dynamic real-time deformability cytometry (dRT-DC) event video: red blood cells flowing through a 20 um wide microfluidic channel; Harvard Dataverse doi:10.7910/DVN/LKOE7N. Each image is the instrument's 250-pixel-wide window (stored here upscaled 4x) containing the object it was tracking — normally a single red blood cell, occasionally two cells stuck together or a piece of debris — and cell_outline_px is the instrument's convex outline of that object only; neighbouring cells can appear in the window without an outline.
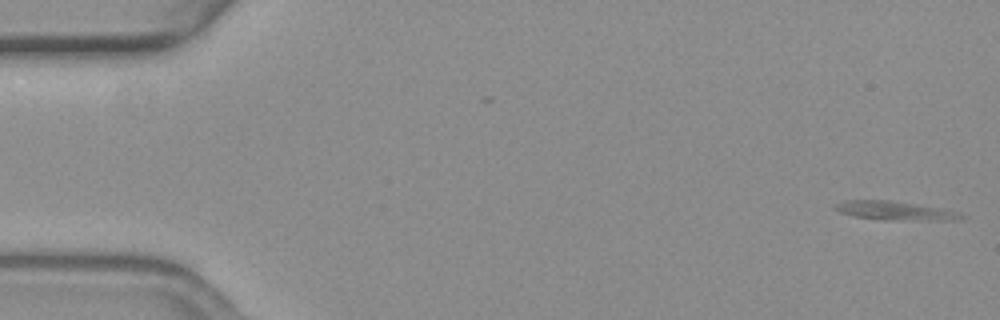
{"species": "common noctule bat (a hibernating species)", "species_latin": "Nyctalus noctula", "temperature_condition": "warm", "stored_images_in_passage": 2, "camera_frame_rate_fps": 3000, "um_per_image_px": 0.085, "animal": {"sex": "female", "body_mass_g": 19.3, "forearm_length_mm": 54.1}, "frame": {"image": 1, "passage_image": 2, "time_ms": 0.333, "image_size_px": [1000, 320], "cell_outline_px": [[968, 216], [960, 220], [884, 220], [856, 216], [840, 212], [832, 208], [832, 204], [844, 200], [892, 200], [944, 208], [960, 212]], "centroid_in_image_um": [76.13, 17.9], "position_along_channel_um": 8.9, "area_um2": 14.22}}